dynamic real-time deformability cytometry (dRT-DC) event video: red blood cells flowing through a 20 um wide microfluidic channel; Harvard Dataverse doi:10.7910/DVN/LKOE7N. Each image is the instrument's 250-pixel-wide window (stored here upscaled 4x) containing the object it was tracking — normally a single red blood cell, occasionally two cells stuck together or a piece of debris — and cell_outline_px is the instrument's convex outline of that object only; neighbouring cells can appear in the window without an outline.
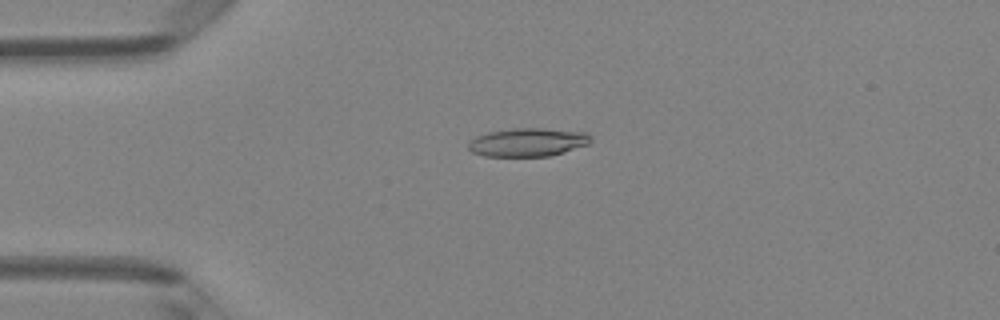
{"species": "Egyptian fruit bat (a non-hibernating species)", "species_latin": "Rousettus aegyptiacus", "temperature_condition": "room temperature", "stored_images_in_passage": 4, "camera_frame_rate_fps": 3000, "um_per_image_px": 0.085, "animal": {"sex": "female"}, "frame": {"image": 1, "passage_image": 3, "time_ms": 2.333, "image_size_px": [1000, 320], "cell_outline_px": [[592, 140], [588, 144], [564, 152], [548, 156], [484, 156], [472, 152], [468, 148], [468, 144], [476, 136], [488, 132], [516, 128], [540, 128], [588, 132], [592, 136]], "centroid_in_image_um": [44.89, 12.09], "position_along_channel_um": 40.1, "area_um2": 20.23}}